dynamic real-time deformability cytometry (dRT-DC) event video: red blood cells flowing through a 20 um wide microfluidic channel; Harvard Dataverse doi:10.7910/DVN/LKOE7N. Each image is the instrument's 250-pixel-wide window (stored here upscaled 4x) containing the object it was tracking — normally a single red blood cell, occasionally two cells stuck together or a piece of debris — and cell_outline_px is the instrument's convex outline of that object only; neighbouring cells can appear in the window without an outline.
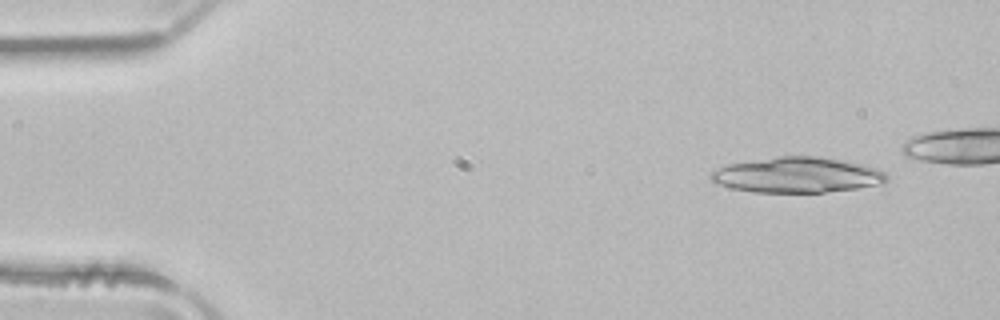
{"species": "common noctule bat (a hibernating species)", "species_latin": "Nyctalus noctula", "temperature_condition": "room temperature", "stored_images_in_passage": 19, "camera_frame_rate_fps": 3000, "um_per_image_px": 0.085, "animal": {"sex": "male", "body_mass_g": 21.5, "forearm_length_mm": 52.0}, "frame": {"image": 1, "passage_image": 4, "time_ms": 1.0, "image_size_px": [1000, 320], "cell_outline_px": [[888, 180], [884, 184], [856, 188], [824, 192], [752, 192], [732, 188], [716, 184], [712, 180], [712, 172], [728, 164], [776, 156], [820, 156], [848, 160], [876, 168], [884, 172], [888, 176]], "centroid_in_image_um": [67.82, 14.86], "position_along_channel_um": 17.2, "area_um2": 36.41}}